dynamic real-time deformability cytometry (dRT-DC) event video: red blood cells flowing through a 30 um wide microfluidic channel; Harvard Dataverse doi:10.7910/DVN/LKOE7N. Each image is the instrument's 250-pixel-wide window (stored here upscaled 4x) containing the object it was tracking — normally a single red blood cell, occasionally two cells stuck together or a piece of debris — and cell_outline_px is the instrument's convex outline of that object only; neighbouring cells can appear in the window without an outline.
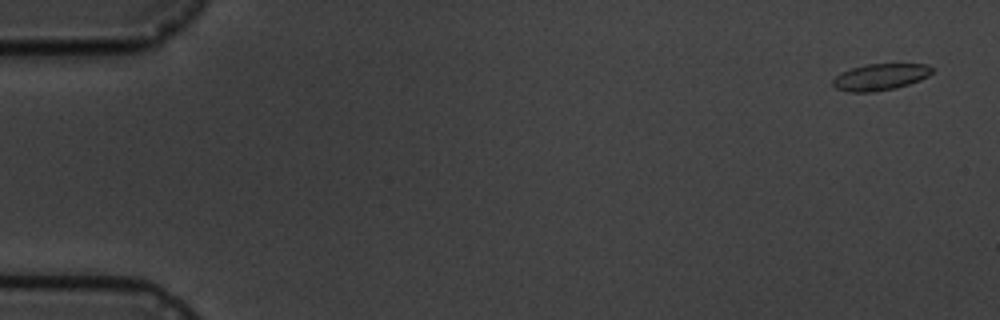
{"species": "common noctule bat (a hibernating species)", "species_latin": "Nyctalus noctula", "temperature_condition": "cold", "stored_images_in_passage": 7, "camera_frame_rate_fps": 3000, "um_per_image_px": 0.085, "animal": {"sex": "male", "body_mass_g": 19.5, "forearm_length_mm": 54.6}, "frame": {"image": 1, "passage_image": 1, "time_ms": 0.0, "image_size_px": [1000, 320], "cell_outline_px": [[932, 72], [928, 76], [920, 80], [896, 88], [876, 92], [848, 92], [836, 88], [832, 84], [832, 80], [840, 72], [852, 68], [868, 64], [928, 64], [932, 68]], "centroid_in_image_um": [74.8, 6.55], "position_along_channel_um": 10.2, "area_um2": 15.37}}
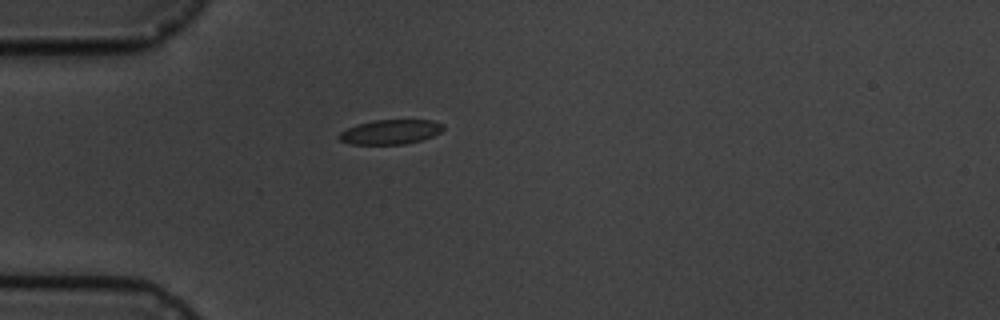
{"frame": {"image": 2, "passage_image": 5, "time_ms": 4.667, "image_size_px": [1000, 320], "cell_outline_px": [[444, 128], [440, 132], [432, 136], [420, 140], [404, 144], [352, 144], [340, 140], [336, 136], [340, 132], [356, 124], [372, 120], [432, 120], [444, 124]], "centroid_in_image_um": [33.17, 11.2], "position_along_channel_um": 51.8, "area_um2": 14.91}}
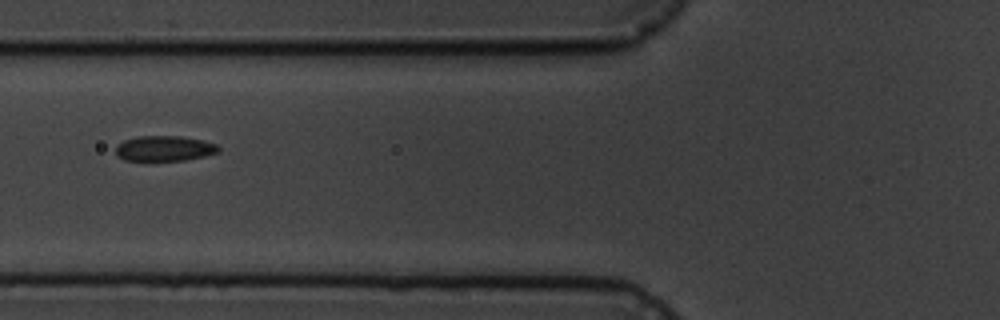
{"frame": {"image": 3, "passage_image": 7, "time_ms": 6.667, "image_size_px": [1000, 320], "cell_outline_px": [[220, 152], [204, 156], [184, 160], [124, 160], [116, 156], [116, 144], [124, 140], [136, 136], [180, 136], [204, 140], [216, 144], [220, 148]], "centroid_in_image_um": [13.96, 12.61], "position_along_channel_um": 111.8, "area_um2": 15.26}}